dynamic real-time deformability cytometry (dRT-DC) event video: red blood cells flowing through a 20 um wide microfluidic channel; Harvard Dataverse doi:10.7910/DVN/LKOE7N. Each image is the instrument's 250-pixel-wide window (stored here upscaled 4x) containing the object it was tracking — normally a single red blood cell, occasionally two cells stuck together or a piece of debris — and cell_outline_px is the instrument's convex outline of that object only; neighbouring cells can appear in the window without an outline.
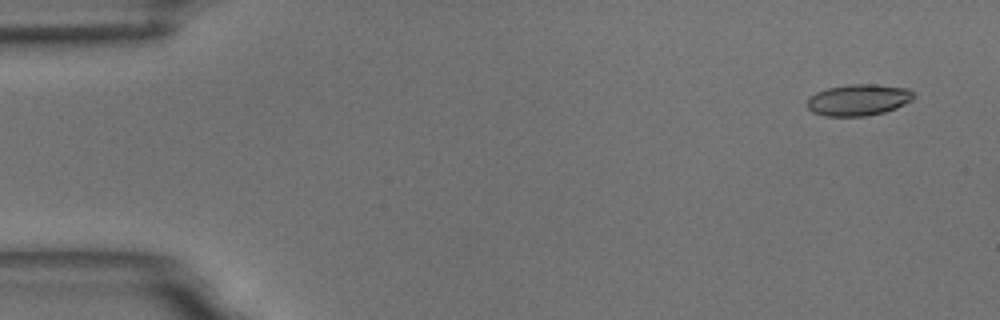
{"species": "common noctule bat (a hibernating species)", "species_latin": "Nyctalus noctula", "temperature_condition": "room temperature", "stored_images_in_passage": 56, "camera_frame_rate_fps": 3000, "um_per_image_px": 0.085, "animal": {"sex": "male", "body_mass_g": 18.8}, "frame": {"image": 1, "passage_image": 1, "time_ms": 0.0, "image_size_px": [1000, 320], "cell_outline_px": [[916, 96], [912, 100], [896, 108], [884, 112], [868, 116], [824, 116], [812, 112], [808, 108], [808, 96], [816, 92], [828, 88], [852, 84], [876, 84], [908, 88]], "centroid_in_image_um": [72.97, 8.49], "position_along_channel_um": 12.0, "area_um2": 19.59}}
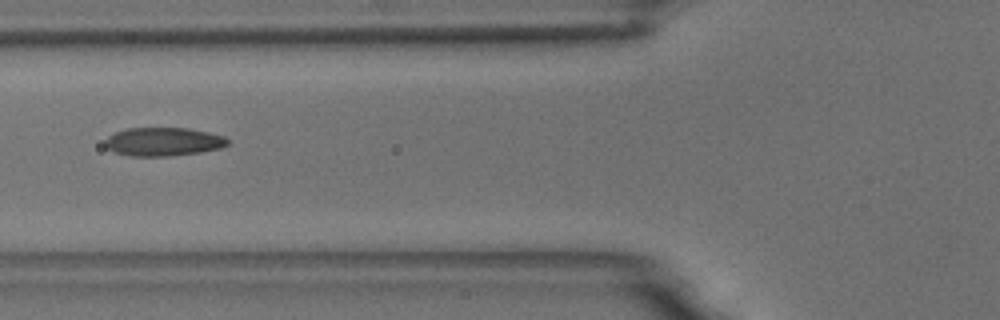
{"frame": {"image": 2, "passage_image": 20, "time_ms": 6.333, "image_size_px": [1000, 320], "cell_outline_px": [[232, 140], [228, 144], [220, 148], [200, 152], [168, 156], [132, 156], [112, 152], [104, 144], [104, 140], [108, 136], [116, 132], [128, 128], [188, 128], [208, 132], [224, 136]], "centroid_in_image_um": [13.88, 12.04], "position_along_channel_um": 111.9, "area_um2": 20.46}}
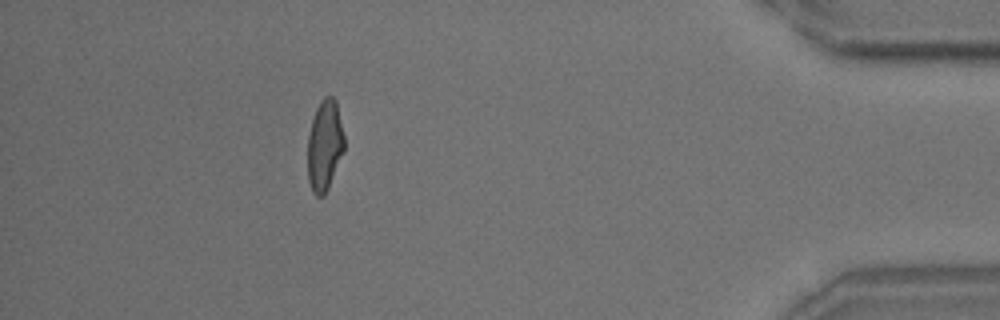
{"frame": {"image": 3, "passage_image": 50, "time_ms": 16.333, "image_size_px": [1000, 320], "cell_outline_px": [[344, 152], [328, 188], [324, 196], [316, 196], [312, 192], [308, 180], [308, 136], [312, 120], [316, 108], [320, 100], [324, 96], [332, 96], [336, 100], [344, 136]], "centroid_in_image_um": [27.59, 12.36], "position_along_channel_um": 407.6, "area_um2": 19.48}, "authors_computed_cell_mechanics": {"area_um2": 19.9699, "velocity_mm_per_s": 3.4688, "shape_relaxation_time_tau1_ms": 5.6142, "shape_relaxation_time_tau2_ms": 1.717, "deformation_change_tau1": 0.1634, "deformation_change_tau2": 0.0851}}